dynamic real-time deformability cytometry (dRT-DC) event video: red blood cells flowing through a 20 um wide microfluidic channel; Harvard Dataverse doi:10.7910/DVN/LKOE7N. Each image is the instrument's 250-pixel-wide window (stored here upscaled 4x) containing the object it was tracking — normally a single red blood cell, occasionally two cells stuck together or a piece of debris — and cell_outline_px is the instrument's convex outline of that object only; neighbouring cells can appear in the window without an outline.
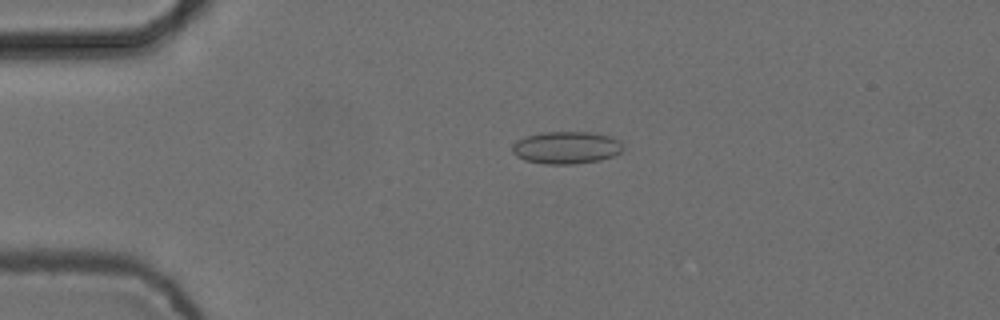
{"species": "common noctule bat (a hibernating species)", "species_latin": "Nyctalus noctula", "temperature_condition": "cold", "stored_images_in_passage": 5, "camera_frame_rate_fps": 3000, "um_per_image_px": 0.085, "animal": {"sex": "female", "body_mass_g": 24.6, "forearm_length_mm": 56.2}, "frame": {"image": 1, "passage_image": 5, "time_ms": 1.333, "image_size_px": [1000, 320], "cell_outline_px": [[624, 148], [620, 152], [612, 156], [600, 160], [576, 164], [544, 164], [524, 160], [516, 156], [512, 152], [512, 144], [516, 140], [528, 136], [544, 132], [592, 132], [612, 136], [620, 140]], "centroid_in_image_um": [48.15, 12.55], "position_along_channel_um": 36.9, "area_um2": 21.1}}